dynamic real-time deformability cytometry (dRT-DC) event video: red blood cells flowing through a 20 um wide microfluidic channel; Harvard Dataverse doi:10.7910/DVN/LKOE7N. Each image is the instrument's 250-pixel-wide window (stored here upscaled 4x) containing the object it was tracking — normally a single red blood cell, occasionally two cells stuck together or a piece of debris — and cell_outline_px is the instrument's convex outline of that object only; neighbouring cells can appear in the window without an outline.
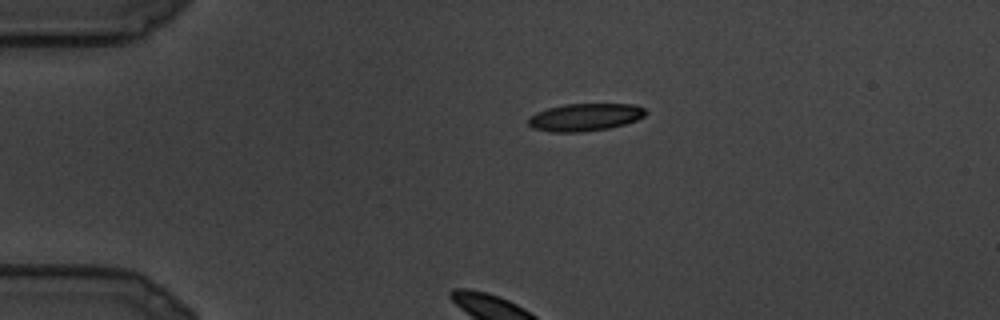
{"species": "common noctule bat (a hibernating species)", "species_latin": "Nyctalus noctula", "temperature_condition": "cold", "stored_images_in_passage": 9, "camera_frame_rate_fps": 3000, "um_per_image_px": 0.085, "animal": {"sex": "male", "body_mass_g": 19.5, "forearm_length_mm": 54.6}, "frame": {"image": 1, "passage_image": 1, "time_ms": 0.0, "image_size_px": [1000, 320], "cell_outline_px": [[648, 112], [644, 116], [636, 120], [624, 124], [608, 128], [580, 132], [552, 132], [532, 128], [528, 124], [528, 116], [536, 112], [548, 108], [564, 104], [636, 104], [644, 108]], "centroid_in_image_um": [49.71, 9.95], "position_along_channel_um": 35.3, "area_um2": 18.9}}